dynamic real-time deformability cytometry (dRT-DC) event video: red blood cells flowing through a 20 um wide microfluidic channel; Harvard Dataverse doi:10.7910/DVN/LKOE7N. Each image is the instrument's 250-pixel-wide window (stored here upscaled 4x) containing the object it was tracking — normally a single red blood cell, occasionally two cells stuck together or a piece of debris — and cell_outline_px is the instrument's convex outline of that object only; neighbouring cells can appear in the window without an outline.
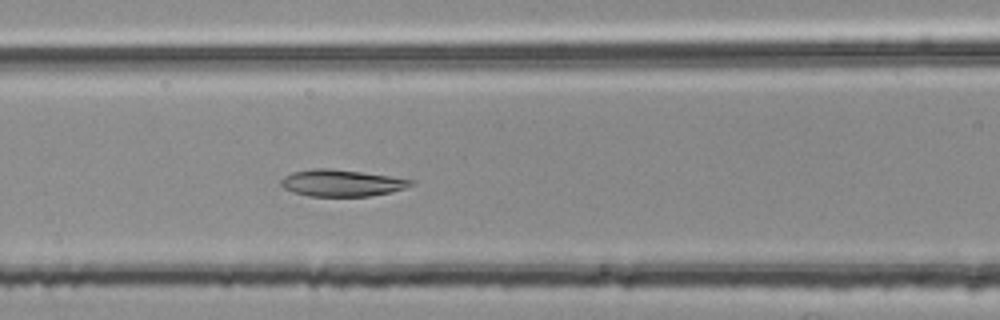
{"species": "common noctule bat (a hibernating species)", "species_latin": "Nyctalus noctula", "temperature_condition": "room temperature", "stored_images_in_passage": 40, "camera_frame_rate_fps": 3000, "um_per_image_px": 0.085, "animal": {"sex": "female", "body_mass_g": 25.1}, "frame": {"image": 1, "passage_image": 11, "time_ms": 3.333, "image_size_px": [1000, 320], "cell_outline_px": [[416, 184], [392, 192], [368, 196], [308, 196], [292, 192], [284, 188], [280, 184], [280, 180], [284, 176], [292, 172], [316, 168], [324, 168], [360, 172], [392, 176], [416, 180]], "centroid_in_image_um": [29.06, 15.56], "position_along_channel_um": 137.5, "area_um2": 20.29}}
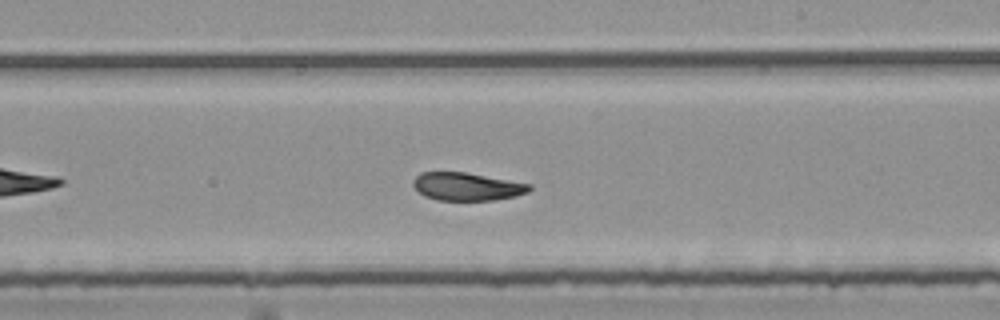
{"frame": {"image": 2, "passage_image": 20, "time_ms": 6.333, "image_size_px": [1000, 320], "cell_outline_px": [[532, 188], [528, 192], [516, 196], [492, 200], [436, 200], [424, 196], [412, 184], [412, 180], [420, 172], [464, 172], [532, 184]], "centroid_in_image_um": [39.68, 15.85], "position_along_channel_um": 249.3, "area_um2": 18.9}}
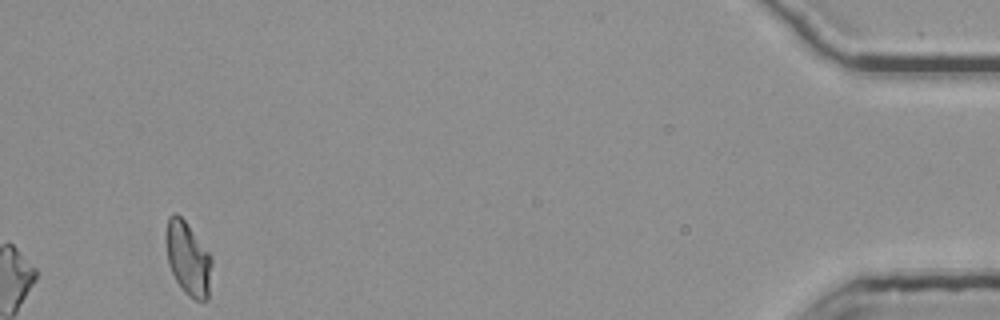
{"frame": {"image": 3, "passage_image": 40, "time_ms": 13.0, "image_size_px": [1000, 320], "cell_outline_px": [[212, 264], [208, 300], [196, 300], [188, 296], [180, 288], [168, 264], [164, 240], [164, 236], [168, 216], [172, 212], [176, 212], [184, 220], [212, 256]], "centroid_in_image_um": [15.96, 21.96], "position_along_channel_um": 419.2, "area_um2": 20.0}, "authors_computed_cell_mechanics": {"area_um2": 19.9699, "velocity_mm_per_s": 3.7384, "shape_relaxation_time_tau1_ms": null, "shape_relaxation_time_tau2_ms": 3.9075, "deformation_change_tau1": null, "deformation_change_tau2": 0.0855}}